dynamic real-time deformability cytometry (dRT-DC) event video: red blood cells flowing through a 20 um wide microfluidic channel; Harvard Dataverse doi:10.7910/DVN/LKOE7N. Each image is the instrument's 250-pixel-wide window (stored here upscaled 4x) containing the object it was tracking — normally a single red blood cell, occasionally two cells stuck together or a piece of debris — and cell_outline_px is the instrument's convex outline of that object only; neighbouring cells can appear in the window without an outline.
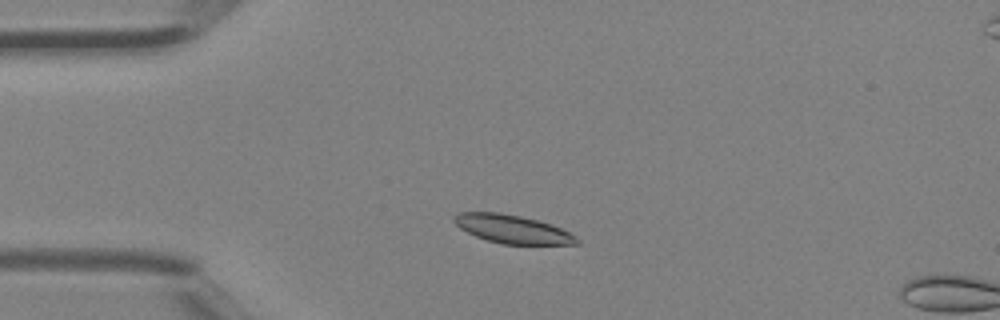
{"species": "Egyptian fruit bat (a non-hibernating species)", "species_latin": "Rousettus aegyptiacus", "temperature_condition": "room temperature", "stored_images_in_passage": 16, "camera_frame_rate_fps": 3000, "um_per_image_px": 0.085, "animal": {"sex": "female"}, "frame": {"image": 1, "passage_image": 14, "time_ms": 4.333, "image_size_px": [1000, 320], "cell_outline_px": [[580, 244], [500, 244], [476, 236], [460, 228], [452, 220], [452, 216], [460, 212], [500, 212], [520, 216], [552, 224], [576, 236], [580, 240]], "centroid_in_image_um": [43.54, 19.47], "position_along_channel_um": 41.5, "area_um2": 20.23}}